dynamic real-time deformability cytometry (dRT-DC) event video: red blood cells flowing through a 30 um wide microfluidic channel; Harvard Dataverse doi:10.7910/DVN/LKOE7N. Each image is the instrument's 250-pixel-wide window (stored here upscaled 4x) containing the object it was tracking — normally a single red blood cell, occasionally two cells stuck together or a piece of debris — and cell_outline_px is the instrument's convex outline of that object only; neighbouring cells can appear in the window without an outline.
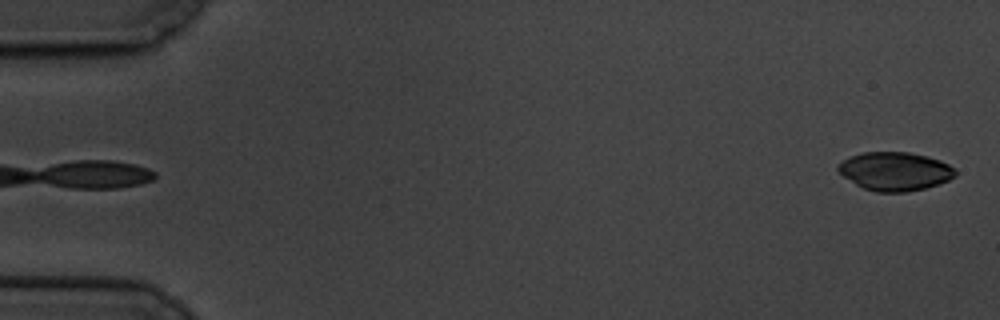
{"species": "common noctule bat (a hibernating species)", "species_latin": "Nyctalus noctula", "temperature_condition": "cold", "stored_images_in_passage": 5, "camera_frame_rate_fps": 3000, "um_per_image_px": 0.085, "animal": {"sex": "male", "body_mass_g": 19.5, "forearm_length_mm": 54.6}, "frame": {"image": 1, "passage_image": 1, "time_ms": 0.0, "image_size_px": [1000, 320], "cell_outline_px": [[956, 176], [948, 180], [924, 188], [908, 192], [876, 192], [864, 188], [856, 184], [844, 176], [836, 168], [836, 164], [848, 156], [864, 152], [908, 152], [928, 156], [940, 160], [956, 168]], "centroid_in_image_um": [76.06, 14.55], "position_along_channel_um": 8.9, "area_um2": 26.41}}
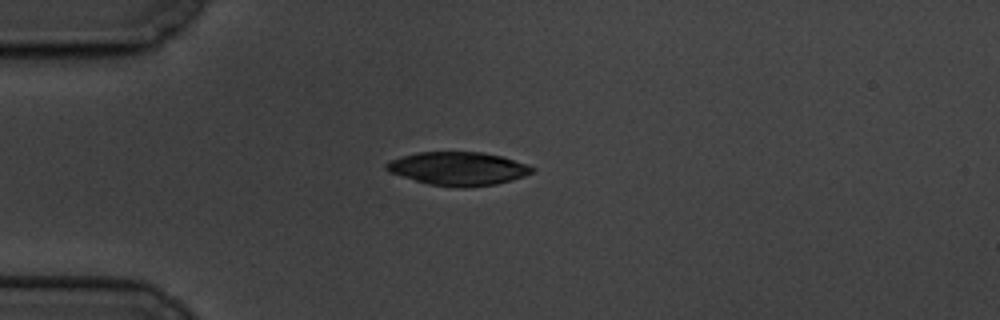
{"frame": {"image": 2, "passage_image": 5, "time_ms": 4.667, "image_size_px": [1000, 320], "cell_outline_px": [[536, 168], [532, 172], [524, 176], [512, 180], [496, 184], [464, 188], [456, 188], [428, 184], [388, 172], [384, 168], [384, 164], [388, 160], [416, 152], [484, 152], [500, 156], [528, 164]], "centroid_in_image_um": [38.91, 14.33], "position_along_channel_um": 46.1, "area_um2": 28.61}}